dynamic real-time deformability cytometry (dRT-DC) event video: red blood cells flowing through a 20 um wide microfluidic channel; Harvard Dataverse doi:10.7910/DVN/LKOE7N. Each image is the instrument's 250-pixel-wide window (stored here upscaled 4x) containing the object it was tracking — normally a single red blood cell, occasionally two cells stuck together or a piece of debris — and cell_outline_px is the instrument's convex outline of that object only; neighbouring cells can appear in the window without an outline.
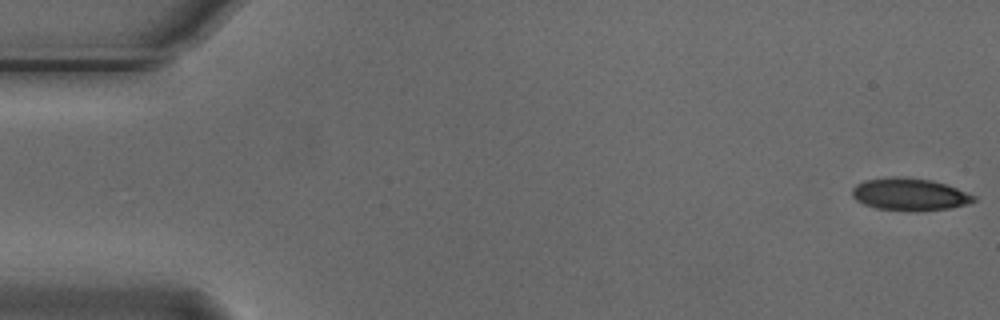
{"species": "Egyptian fruit bat (a non-hibernating species)", "species_latin": "Rousettus aegyptiacus", "temperature_condition": "cold", "stored_images_in_passage": 5, "camera_frame_rate_fps": 3000, "um_per_image_px": 0.085, "animal": {"sex": "male"}, "frame": {"image": 1, "passage_image": 1, "time_ms": 0.0, "image_size_px": [1000, 320], "cell_outline_px": [[976, 200], [968, 204], [952, 208], [876, 208], [864, 204], [856, 200], [852, 196], [852, 188], [856, 184], [864, 180], [892, 176], [904, 176], [932, 180], [956, 188], [976, 196]], "centroid_in_image_um": [77.29, 16.46], "position_along_channel_um": 7.7, "area_um2": 22.14}}
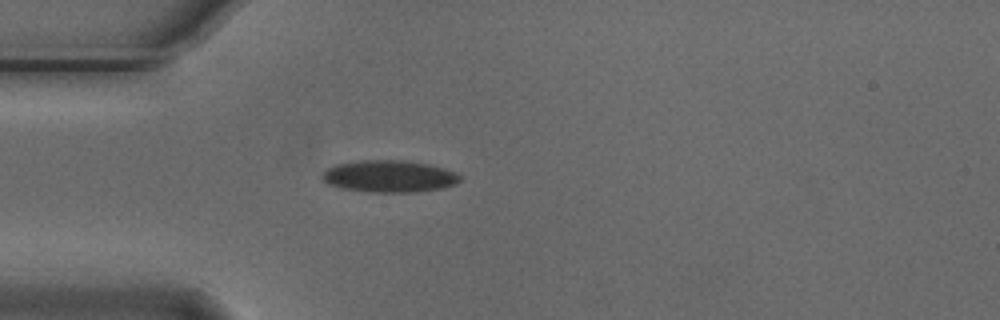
{"frame": {"image": 2, "passage_image": 5, "time_ms": 1.333, "image_size_px": [1000, 320], "cell_outline_px": [[460, 180], [456, 184], [440, 188], [412, 192], [372, 192], [340, 188], [328, 184], [320, 176], [328, 168], [336, 164], [360, 160], [404, 160], [428, 164], [444, 168], [456, 172], [460, 176]], "centroid_in_image_um": [33.07, 14.98], "position_along_channel_um": 51.9, "area_um2": 25.61}}